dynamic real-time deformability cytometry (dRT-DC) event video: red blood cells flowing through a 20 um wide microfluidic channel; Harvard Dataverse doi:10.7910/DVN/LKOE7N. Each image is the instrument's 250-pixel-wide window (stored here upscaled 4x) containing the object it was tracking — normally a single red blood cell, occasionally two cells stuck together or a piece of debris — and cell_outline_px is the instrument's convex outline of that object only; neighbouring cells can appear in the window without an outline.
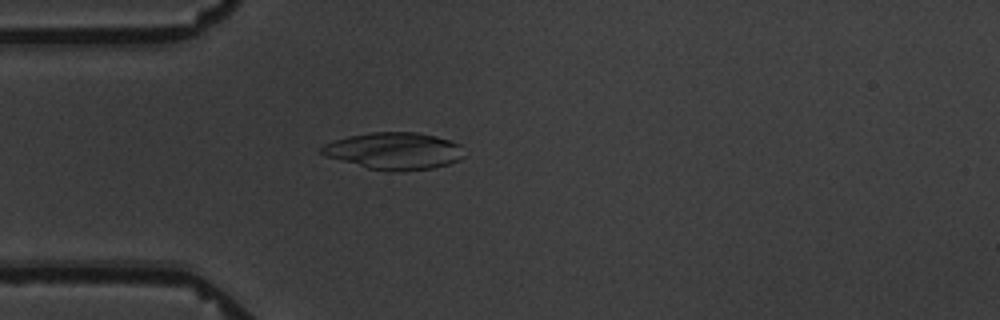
{"species": "common noctule bat (a hibernating species)", "species_latin": "Nyctalus noctula", "temperature_condition": "warm", "stored_images_in_passage": 40, "camera_frame_rate_fps": 3000, "um_per_image_px": 0.085, "animal": {"sex": "male", "body_mass_g": 19.5, "forearm_length_mm": 54.6}, "frame": {"image": 1, "passage_image": 13, "time_ms": 4.0, "image_size_px": [1000, 320], "cell_outline_px": [[464, 156], [460, 160], [448, 164], [432, 168], [404, 172], [388, 172], [368, 168], [324, 156], [320, 152], [320, 148], [324, 144], [348, 136], [372, 132], [416, 132], [436, 136], [460, 144]], "centroid_in_image_um": [33.5, 12.84], "position_along_channel_um": 51.5, "area_um2": 30.92}}
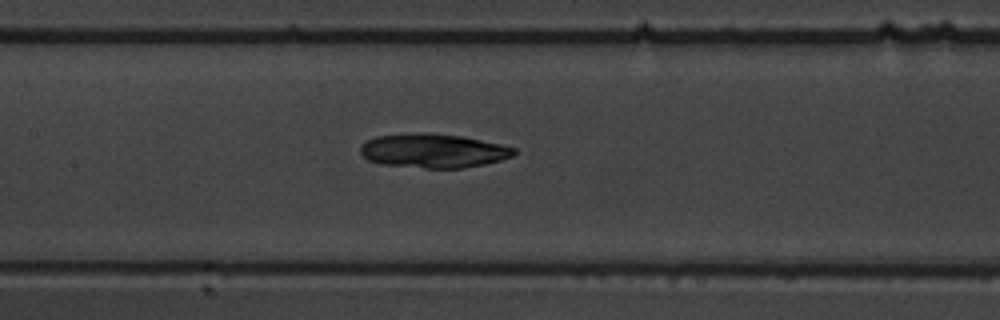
{"frame": {"image": 2, "passage_image": 24, "time_ms": 7.667, "image_size_px": [1000, 320], "cell_outline_px": [[516, 152], [512, 156], [500, 160], [484, 164], [460, 168], [424, 168], [384, 164], [368, 160], [360, 152], [360, 144], [376, 136], [420, 132], [432, 132], [464, 136], [500, 144], [516, 148]], "centroid_in_image_um": [36.83, 12.8], "position_along_channel_um": 170.6, "area_um2": 30.58}}
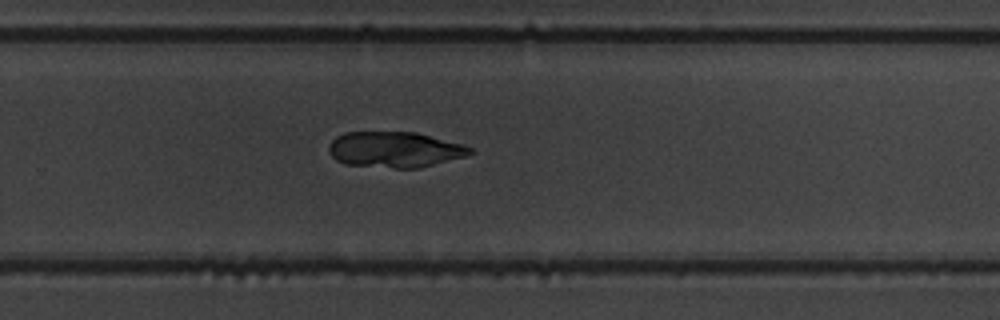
{"frame": {"image": 3, "passage_image": 35, "time_ms": 11.333, "image_size_px": [1000, 320], "cell_outline_px": [[472, 152], [464, 156], [420, 168], [396, 168], [344, 164], [336, 160], [328, 152], [328, 148], [332, 140], [336, 136], [344, 132], [416, 132], [464, 144], [472, 148]], "centroid_in_image_um": [33.53, 12.71], "position_along_channel_um": 296.3, "area_um2": 29.42}}